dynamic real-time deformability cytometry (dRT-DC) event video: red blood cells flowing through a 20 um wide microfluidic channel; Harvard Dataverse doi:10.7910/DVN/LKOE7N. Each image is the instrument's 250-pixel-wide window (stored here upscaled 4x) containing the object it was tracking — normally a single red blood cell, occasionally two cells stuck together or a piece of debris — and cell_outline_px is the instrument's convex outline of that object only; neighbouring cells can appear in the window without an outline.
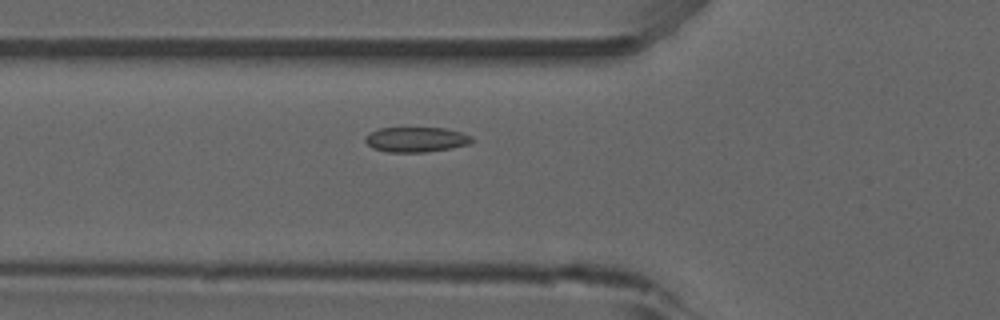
{"species": "common noctule bat (a hibernating species)", "species_latin": "Nyctalus noctula", "temperature_condition": "room temperature", "stored_images_in_passage": 48, "camera_frame_rate_fps": 3000, "um_per_image_px": 0.085, "animal": {"sex": "male", "forearm_length_mm": 52.5}, "frame": {"image": 1, "passage_image": 14, "time_ms": 4.333, "image_size_px": [1000, 320], "cell_outline_px": [[472, 140], [468, 144], [448, 148], [424, 152], [388, 152], [372, 148], [364, 140], [364, 136], [368, 132], [380, 128], [444, 128], [460, 132], [472, 136]], "centroid_in_image_um": [35.3, 11.85], "position_along_channel_um": 90.5, "area_um2": 15.43}, "authors_computed_cell_mechanics": {"area_um2": 15.4037, "velocity_mm_per_s": 3.8682, "shape_relaxation_time_tau1_ms": 2.1223, "shape_relaxation_time_tau2_ms": null, "deformation_change_tau1": 0.0453, "deformation_change_tau2": null}}